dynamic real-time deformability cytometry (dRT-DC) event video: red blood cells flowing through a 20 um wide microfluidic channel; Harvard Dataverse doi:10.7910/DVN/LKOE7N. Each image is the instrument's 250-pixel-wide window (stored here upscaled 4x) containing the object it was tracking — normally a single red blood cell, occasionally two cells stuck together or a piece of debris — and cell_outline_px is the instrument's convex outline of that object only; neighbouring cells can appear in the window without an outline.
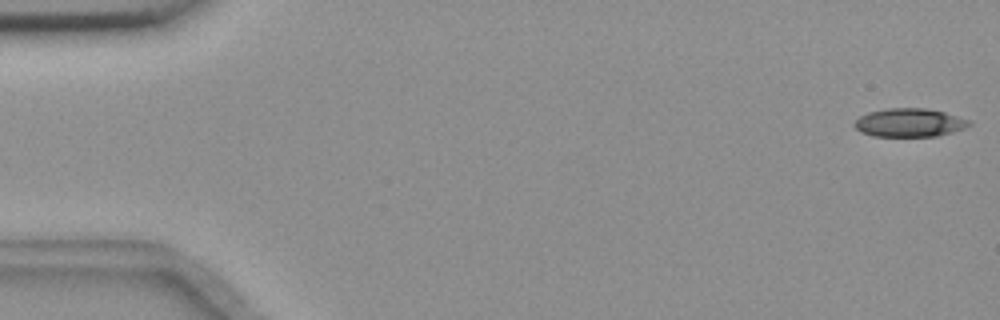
{"species": "common noctule bat (a hibernating species)", "species_latin": "Nyctalus noctula", "temperature_condition": "room temperature", "stored_images_in_passage": 5, "camera_frame_rate_fps": 3000, "um_per_image_px": 0.085, "animal": {"sex": "female", "body_mass_g": 18.4}, "frame": {"image": 1, "passage_image": 1, "time_ms": 0.0, "image_size_px": [1000, 320], "cell_outline_px": [[972, 124], [964, 128], [952, 132], [936, 136], [872, 136], [860, 132], [852, 124], [860, 116], [868, 112], [884, 108], [924, 108], [944, 112], [972, 120]], "centroid_in_image_um": [77.29, 10.42], "position_along_channel_um": 7.7, "area_um2": 19.13}}
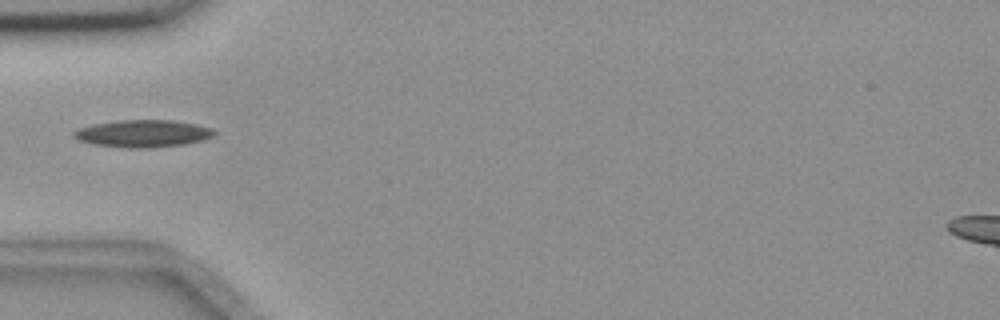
{"frame": {"image": 2, "passage_image": 5, "time_ms": 1.333, "image_size_px": [1000, 320], "cell_outline_px": [[216, 132], [212, 136], [200, 140], [184, 144], [148, 148], [128, 148], [92, 144], [76, 140], [72, 136], [72, 132], [80, 128], [92, 124], [116, 120], [172, 120], [196, 124], [212, 128]], "centroid_in_image_um": [12.09, 11.35], "position_along_channel_um": 72.9, "area_um2": 22.37}}